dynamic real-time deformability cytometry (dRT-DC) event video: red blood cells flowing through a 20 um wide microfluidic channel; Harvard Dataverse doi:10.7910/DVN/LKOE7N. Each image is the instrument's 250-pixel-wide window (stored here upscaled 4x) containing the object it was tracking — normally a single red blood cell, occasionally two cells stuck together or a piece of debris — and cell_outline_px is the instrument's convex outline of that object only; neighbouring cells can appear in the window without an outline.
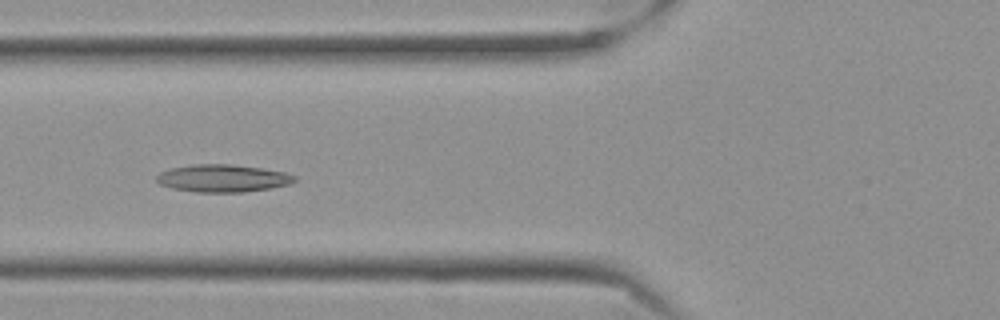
{"species": "Egyptian fruit bat (a non-hibernating species)", "species_latin": "Rousettus aegyptiacus", "temperature_condition": "cold", "stored_images_in_passage": 49, "camera_frame_rate_fps": 3000, "um_per_image_px": 0.085, "frame": {"image": 1, "passage_image": 14, "time_ms": 4.333, "image_size_px": [1000, 320], "cell_outline_px": [[296, 180], [288, 184], [272, 188], [244, 192], [196, 192], [172, 188], [160, 184], [156, 180], [156, 176], [160, 172], [172, 168], [192, 164], [232, 164], [260, 168], [284, 172], [296, 176]], "centroid_in_image_um": [18.92, 15.15], "position_along_channel_um": 106.9, "area_um2": 22.08}}
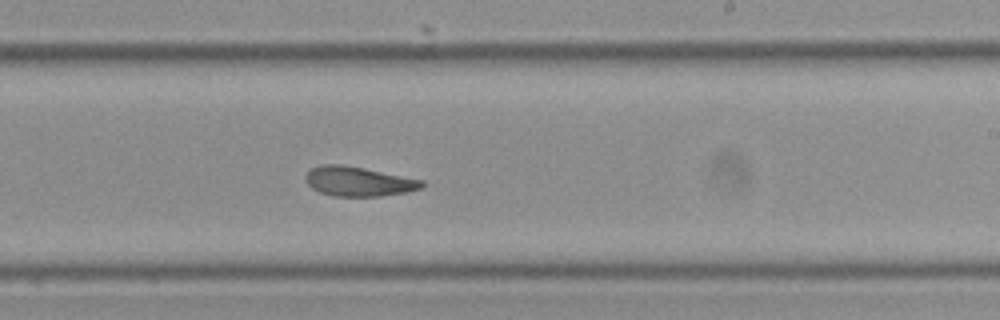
{"frame": {"image": 2, "passage_image": 27, "time_ms": 8.667, "image_size_px": [1000, 320], "cell_outline_px": [[424, 184], [420, 188], [408, 192], [380, 196], [332, 196], [320, 192], [312, 188], [304, 180], [304, 176], [312, 168], [324, 164], [340, 164], [364, 168], [424, 180]], "centroid_in_image_um": [30.46, 15.42], "position_along_channel_um": 258.5, "area_um2": 20.0}}
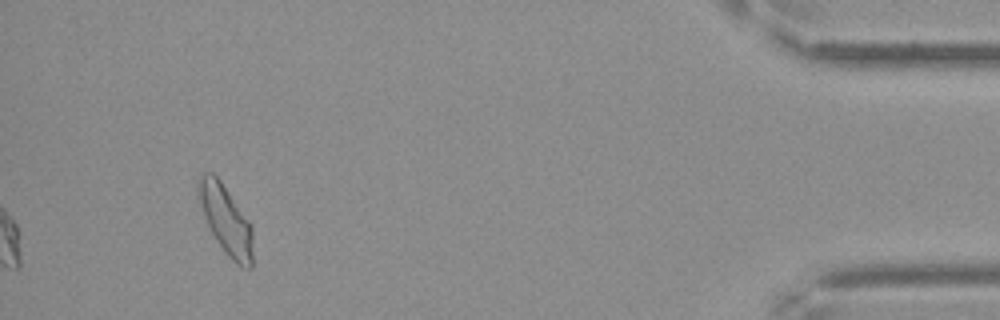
{"frame": {"image": 3, "passage_image": 46, "time_ms": 15.0, "image_size_px": [1000, 320], "cell_outline_px": [[252, 268], [244, 268], [236, 264], [228, 256], [216, 240], [208, 224], [196, 196], [196, 184], [200, 176], [204, 172], [212, 172], [220, 180], [252, 224]], "centroid_in_image_um": [19.18, 18.66], "position_along_channel_um": 416.0, "area_um2": 21.96}, "authors_computed_cell_mechanics": {"area_um2": 21.097, "velocity_mm_per_s": 3.4873, "shape_relaxation_time_tau1_ms": null, "shape_relaxation_time_tau2_ms": 2.9521, "deformation_change_tau1": null, "deformation_change_tau2": 0.1093}}